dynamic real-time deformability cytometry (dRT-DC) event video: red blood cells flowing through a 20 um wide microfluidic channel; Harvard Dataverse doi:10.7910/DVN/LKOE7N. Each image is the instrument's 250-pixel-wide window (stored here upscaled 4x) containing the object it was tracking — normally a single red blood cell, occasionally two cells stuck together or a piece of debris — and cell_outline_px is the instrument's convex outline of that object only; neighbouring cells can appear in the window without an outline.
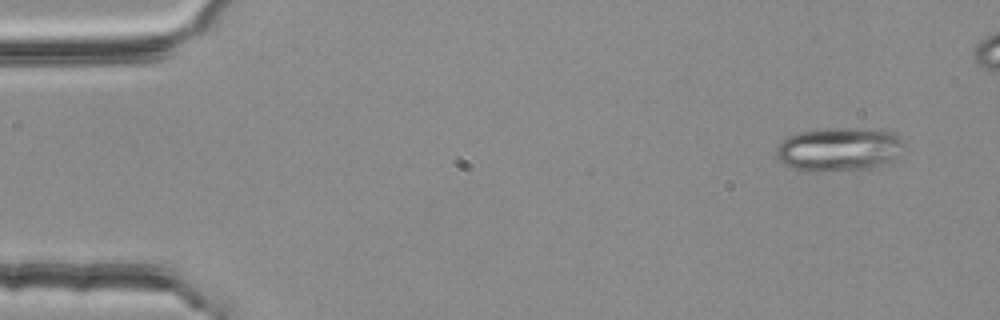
{"species": "common noctule bat (a hibernating species)", "species_latin": "Nyctalus noctula", "temperature_condition": "room temperature", "stored_images_in_passage": 4, "camera_frame_rate_fps": 3000, "um_per_image_px": 0.085, "animal": {"sex": "female", "body_mass_g": 25.1}, "frame": {"image": 1, "passage_image": 1, "time_ms": 0.0, "image_size_px": [1000, 320], "cell_outline_px": [[904, 144], [896, 156], [892, 160], [868, 168], [820, 172], [800, 172], [784, 164], [776, 156], [776, 148], [788, 136], [800, 132], [824, 128], [856, 128], [888, 132], [896, 136]], "centroid_in_image_um": [71.21, 12.71], "position_along_channel_um": 13.8, "area_um2": 32.19}}